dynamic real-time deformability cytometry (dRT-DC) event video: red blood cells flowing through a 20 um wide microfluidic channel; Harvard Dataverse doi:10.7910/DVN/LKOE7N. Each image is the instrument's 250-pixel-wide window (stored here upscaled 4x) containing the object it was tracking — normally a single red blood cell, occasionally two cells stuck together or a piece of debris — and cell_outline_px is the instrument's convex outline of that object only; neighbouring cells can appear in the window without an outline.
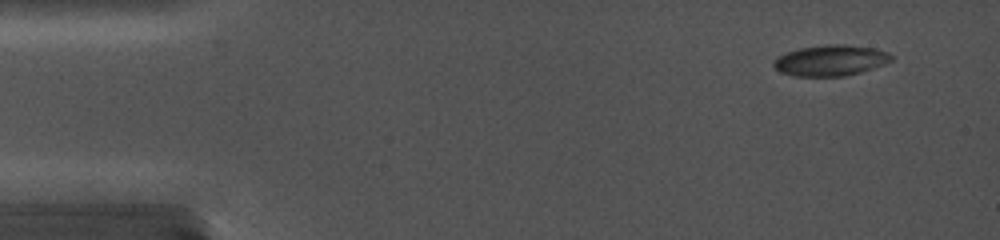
{"species": "common noctule bat (a hibernating species)", "species_latin": "Nyctalus noctula", "temperature_condition": "cold", "stored_images_in_passage": 5, "camera_frame_rate_fps": 5000, "um_per_image_px": 0.085, "animal": {"sex": "female", "body_mass_g": 19.0, "forearm_length_mm": 56.7}, "frame": {"image": 1, "passage_image": 1, "time_ms": 0.0, "image_size_px": [1000, 240], "cell_outline_px": [[924, 60], [916, 64], [848, 76], [792, 76], [776, 72], [772, 64], [780, 56], [792, 52], [808, 48], [868, 48], [888, 52]], "centroid_in_image_um": [71.33, 5.26], "position_along_channel_um": 13.7, "area_um2": 22.72}}